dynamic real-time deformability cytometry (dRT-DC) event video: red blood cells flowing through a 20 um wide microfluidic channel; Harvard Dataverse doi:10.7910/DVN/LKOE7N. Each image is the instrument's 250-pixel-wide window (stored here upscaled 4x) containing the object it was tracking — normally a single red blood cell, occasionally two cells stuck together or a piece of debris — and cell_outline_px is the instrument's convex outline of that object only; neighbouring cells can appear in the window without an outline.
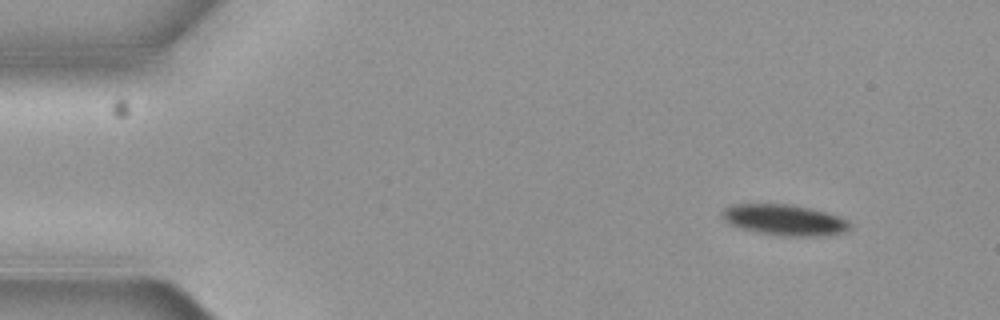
{"species": "common noctule bat (a hibernating species)", "species_latin": "Nyctalus noctula", "temperature_condition": "cold", "stored_images_in_passage": 2, "camera_frame_rate_fps": 3000, "um_per_image_px": 0.085, "animal": {"sex": "female", "body_mass_g": 19.3, "forearm_length_mm": 54.1}, "frame": {"image": 1, "passage_image": 2, "time_ms": 0.333, "image_size_px": [1000, 320], "cell_outline_px": [[852, 224], [844, 232], [824, 236], [784, 236], [760, 232], [740, 228], [728, 224], [720, 216], [720, 212], [724, 208], [732, 204], [792, 204], [812, 208], [828, 212], [848, 220]], "centroid_in_image_um": [66.67, 18.68], "position_along_channel_um": 18.3, "area_um2": 23.24}}